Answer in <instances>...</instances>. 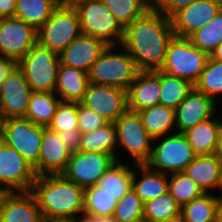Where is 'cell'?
<instances>
[{
	"instance_id": "277c9868",
	"label": "cell",
	"mask_w": 222,
	"mask_h": 222,
	"mask_svg": "<svg viewBox=\"0 0 222 222\" xmlns=\"http://www.w3.org/2000/svg\"><path fill=\"white\" fill-rule=\"evenodd\" d=\"M113 48L114 46H107L91 66L88 72L89 82L127 90L136 79L139 70L125 48L120 45L123 53H115Z\"/></svg>"
},
{
	"instance_id": "d590c367",
	"label": "cell",
	"mask_w": 222,
	"mask_h": 222,
	"mask_svg": "<svg viewBox=\"0 0 222 222\" xmlns=\"http://www.w3.org/2000/svg\"><path fill=\"white\" fill-rule=\"evenodd\" d=\"M119 23L126 28L149 10L148 0H101Z\"/></svg>"
},
{
	"instance_id": "4316f807",
	"label": "cell",
	"mask_w": 222,
	"mask_h": 222,
	"mask_svg": "<svg viewBox=\"0 0 222 222\" xmlns=\"http://www.w3.org/2000/svg\"><path fill=\"white\" fill-rule=\"evenodd\" d=\"M61 2L62 0H16L14 17L38 30Z\"/></svg>"
},
{
	"instance_id": "3957f363",
	"label": "cell",
	"mask_w": 222,
	"mask_h": 222,
	"mask_svg": "<svg viewBox=\"0 0 222 222\" xmlns=\"http://www.w3.org/2000/svg\"><path fill=\"white\" fill-rule=\"evenodd\" d=\"M82 34L102 40L108 46L121 45L125 28L101 0H81L74 2Z\"/></svg>"
},
{
	"instance_id": "1f68e13d",
	"label": "cell",
	"mask_w": 222,
	"mask_h": 222,
	"mask_svg": "<svg viewBox=\"0 0 222 222\" xmlns=\"http://www.w3.org/2000/svg\"><path fill=\"white\" fill-rule=\"evenodd\" d=\"M159 104L176 109L192 91L194 85L187 80L171 76L159 70Z\"/></svg>"
},
{
	"instance_id": "8992f818",
	"label": "cell",
	"mask_w": 222,
	"mask_h": 222,
	"mask_svg": "<svg viewBox=\"0 0 222 222\" xmlns=\"http://www.w3.org/2000/svg\"><path fill=\"white\" fill-rule=\"evenodd\" d=\"M208 57L188 38L173 36L168 43L165 62L161 71L195 85L204 70Z\"/></svg>"
},
{
	"instance_id": "f907efd6",
	"label": "cell",
	"mask_w": 222,
	"mask_h": 222,
	"mask_svg": "<svg viewBox=\"0 0 222 222\" xmlns=\"http://www.w3.org/2000/svg\"><path fill=\"white\" fill-rule=\"evenodd\" d=\"M163 222H186L183 215L180 213L174 217L164 220Z\"/></svg>"
},
{
	"instance_id": "7dc6e473",
	"label": "cell",
	"mask_w": 222,
	"mask_h": 222,
	"mask_svg": "<svg viewBox=\"0 0 222 222\" xmlns=\"http://www.w3.org/2000/svg\"><path fill=\"white\" fill-rule=\"evenodd\" d=\"M209 57L222 62V42L214 49Z\"/></svg>"
},
{
	"instance_id": "4fadbf2b",
	"label": "cell",
	"mask_w": 222,
	"mask_h": 222,
	"mask_svg": "<svg viewBox=\"0 0 222 222\" xmlns=\"http://www.w3.org/2000/svg\"><path fill=\"white\" fill-rule=\"evenodd\" d=\"M37 44V29L17 17L0 18V57L16 63Z\"/></svg>"
},
{
	"instance_id": "7c38bea8",
	"label": "cell",
	"mask_w": 222,
	"mask_h": 222,
	"mask_svg": "<svg viewBox=\"0 0 222 222\" xmlns=\"http://www.w3.org/2000/svg\"><path fill=\"white\" fill-rule=\"evenodd\" d=\"M116 161L107 153L76 151L72 152L62 175L82 188L99 183L100 178Z\"/></svg>"
},
{
	"instance_id": "7a4b0ae2",
	"label": "cell",
	"mask_w": 222,
	"mask_h": 222,
	"mask_svg": "<svg viewBox=\"0 0 222 222\" xmlns=\"http://www.w3.org/2000/svg\"><path fill=\"white\" fill-rule=\"evenodd\" d=\"M84 190L62 174L37 176L31 188L44 221L83 216Z\"/></svg>"
},
{
	"instance_id": "ac0fdd59",
	"label": "cell",
	"mask_w": 222,
	"mask_h": 222,
	"mask_svg": "<svg viewBox=\"0 0 222 222\" xmlns=\"http://www.w3.org/2000/svg\"><path fill=\"white\" fill-rule=\"evenodd\" d=\"M72 151L58 137L57 132L45 127L38 159V176L62 174Z\"/></svg>"
},
{
	"instance_id": "60d3db41",
	"label": "cell",
	"mask_w": 222,
	"mask_h": 222,
	"mask_svg": "<svg viewBox=\"0 0 222 222\" xmlns=\"http://www.w3.org/2000/svg\"><path fill=\"white\" fill-rule=\"evenodd\" d=\"M78 129L81 134L95 131L103 127L108 121L96 111L78 103Z\"/></svg>"
},
{
	"instance_id": "836d02e7",
	"label": "cell",
	"mask_w": 222,
	"mask_h": 222,
	"mask_svg": "<svg viewBox=\"0 0 222 222\" xmlns=\"http://www.w3.org/2000/svg\"><path fill=\"white\" fill-rule=\"evenodd\" d=\"M188 39L204 51L208 56L222 42V9L200 29L192 33Z\"/></svg>"
},
{
	"instance_id": "9c48e42d",
	"label": "cell",
	"mask_w": 222,
	"mask_h": 222,
	"mask_svg": "<svg viewBox=\"0 0 222 222\" xmlns=\"http://www.w3.org/2000/svg\"><path fill=\"white\" fill-rule=\"evenodd\" d=\"M163 137L156 147L155 144L152 147V155L146 165L153 171L165 174L184 172L197 156L192 146L183 133Z\"/></svg>"
},
{
	"instance_id": "5bb4252c",
	"label": "cell",
	"mask_w": 222,
	"mask_h": 222,
	"mask_svg": "<svg viewBox=\"0 0 222 222\" xmlns=\"http://www.w3.org/2000/svg\"><path fill=\"white\" fill-rule=\"evenodd\" d=\"M81 104L96 111L108 122L114 123L127 108V90L110 86L89 83Z\"/></svg>"
},
{
	"instance_id": "f1b7e54d",
	"label": "cell",
	"mask_w": 222,
	"mask_h": 222,
	"mask_svg": "<svg viewBox=\"0 0 222 222\" xmlns=\"http://www.w3.org/2000/svg\"><path fill=\"white\" fill-rule=\"evenodd\" d=\"M54 92L33 91L25 118L48 127L61 101Z\"/></svg>"
},
{
	"instance_id": "9a60e30c",
	"label": "cell",
	"mask_w": 222,
	"mask_h": 222,
	"mask_svg": "<svg viewBox=\"0 0 222 222\" xmlns=\"http://www.w3.org/2000/svg\"><path fill=\"white\" fill-rule=\"evenodd\" d=\"M32 93L23 71L16 65L0 86L2 119L24 117Z\"/></svg>"
},
{
	"instance_id": "6f0895ef",
	"label": "cell",
	"mask_w": 222,
	"mask_h": 222,
	"mask_svg": "<svg viewBox=\"0 0 222 222\" xmlns=\"http://www.w3.org/2000/svg\"><path fill=\"white\" fill-rule=\"evenodd\" d=\"M0 135H1V120H0ZM1 137V136H0Z\"/></svg>"
},
{
	"instance_id": "74e56055",
	"label": "cell",
	"mask_w": 222,
	"mask_h": 222,
	"mask_svg": "<svg viewBox=\"0 0 222 222\" xmlns=\"http://www.w3.org/2000/svg\"><path fill=\"white\" fill-rule=\"evenodd\" d=\"M194 88L216 101L215 97L222 94V62L208 57L204 70Z\"/></svg>"
},
{
	"instance_id": "7402d4cb",
	"label": "cell",
	"mask_w": 222,
	"mask_h": 222,
	"mask_svg": "<svg viewBox=\"0 0 222 222\" xmlns=\"http://www.w3.org/2000/svg\"><path fill=\"white\" fill-rule=\"evenodd\" d=\"M89 83L87 72L60 63L54 93L62 101L81 103Z\"/></svg>"
},
{
	"instance_id": "8fae6325",
	"label": "cell",
	"mask_w": 222,
	"mask_h": 222,
	"mask_svg": "<svg viewBox=\"0 0 222 222\" xmlns=\"http://www.w3.org/2000/svg\"><path fill=\"white\" fill-rule=\"evenodd\" d=\"M36 177L22 155L0 139V192L31 191Z\"/></svg>"
},
{
	"instance_id": "4dcf8cb0",
	"label": "cell",
	"mask_w": 222,
	"mask_h": 222,
	"mask_svg": "<svg viewBox=\"0 0 222 222\" xmlns=\"http://www.w3.org/2000/svg\"><path fill=\"white\" fill-rule=\"evenodd\" d=\"M129 164L115 161L100 178L98 185L119 200L132 188L133 171Z\"/></svg>"
},
{
	"instance_id": "83f0119b",
	"label": "cell",
	"mask_w": 222,
	"mask_h": 222,
	"mask_svg": "<svg viewBox=\"0 0 222 222\" xmlns=\"http://www.w3.org/2000/svg\"><path fill=\"white\" fill-rule=\"evenodd\" d=\"M116 128L114 123L108 122L101 128L89 133L81 134L78 151L107 153L116 158Z\"/></svg>"
},
{
	"instance_id": "e575fe53",
	"label": "cell",
	"mask_w": 222,
	"mask_h": 222,
	"mask_svg": "<svg viewBox=\"0 0 222 222\" xmlns=\"http://www.w3.org/2000/svg\"><path fill=\"white\" fill-rule=\"evenodd\" d=\"M181 213V206L168 192L144 203V222H163Z\"/></svg>"
},
{
	"instance_id": "ffe728a7",
	"label": "cell",
	"mask_w": 222,
	"mask_h": 222,
	"mask_svg": "<svg viewBox=\"0 0 222 222\" xmlns=\"http://www.w3.org/2000/svg\"><path fill=\"white\" fill-rule=\"evenodd\" d=\"M107 46L100 39L81 34L59 54L60 63L88 73Z\"/></svg>"
},
{
	"instance_id": "9f6ffc18",
	"label": "cell",
	"mask_w": 222,
	"mask_h": 222,
	"mask_svg": "<svg viewBox=\"0 0 222 222\" xmlns=\"http://www.w3.org/2000/svg\"><path fill=\"white\" fill-rule=\"evenodd\" d=\"M0 120H2V117H1V106H0Z\"/></svg>"
},
{
	"instance_id": "6da1fadb",
	"label": "cell",
	"mask_w": 222,
	"mask_h": 222,
	"mask_svg": "<svg viewBox=\"0 0 222 222\" xmlns=\"http://www.w3.org/2000/svg\"><path fill=\"white\" fill-rule=\"evenodd\" d=\"M173 36L171 19L149 9L125 28L121 46L135 60L139 71H156L163 67Z\"/></svg>"
},
{
	"instance_id": "b9f144b4",
	"label": "cell",
	"mask_w": 222,
	"mask_h": 222,
	"mask_svg": "<svg viewBox=\"0 0 222 222\" xmlns=\"http://www.w3.org/2000/svg\"><path fill=\"white\" fill-rule=\"evenodd\" d=\"M196 0H148L149 9L171 18L180 9L189 6Z\"/></svg>"
},
{
	"instance_id": "bcb514c9",
	"label": "cell",
	"mask_w": 222,
	"mask_h": 222,
	"mask_svg": "<svg viewBox=\"0 0 222 222\" xmlns=\"http://www.w3.org/2000/svg\"><path fill=\"white\" fill-rule=\"evenodd\" d=\"M215 155L222 161V125L220 127L219 132H218L217 146H216V149H215Z\"/></svg>"
},
{
	"instance_id": "ab89813d",
	"label": "cell",
	"mask_w": 222,
	"mask_h": 222,
	"mask_svg": "<svg viewBox=\"0 0 222 222\" xmlns=\"http://www.w3.org/2000/svg\"><path fill=\"white\" fill-rule=\"evenodd\" d=\"M77 115L78 103L61 100L48 128L55 132L79 130Z\"/></svg>"
},
{
	"instance_id": "db71d44e",
	"label": "cell",
	"mask_w": 222,
	"mask_h": 222,
	"mask_svg": "<svg viewBox=\"0 0 222 222\" xmlns=\"http://www.w3.org/2000/svg\"><path fill=\"white\" fill-rule=\"evenodd\" d=\"M82 218L78 222H92L88 217L86 216H81Z\"/></svg>"
},
{
	"instance_id": "484cf974",
	"label": "cell",
	"mask_w": 222,
	"mask_h": 222,
	"mask_svg": "<svg viewBox=\"0 0 222 222\" xmlns=\"http://www.w3.org/2000/svg\"><path fill=\"white\" fill-rule=\"evenodd\" d=\"M141 118L142 124L153 138L154 141H159L163 136L174 129L175 124V109L158 104L156 106L137 112Z\"/></svg>"
},
{
	"instance_id": "cb8c5ba5",
	"label": "cell",
	"mask_w": 222,
	"mask_h": 222,
	"mask_svg": "<svg viewBox=\"0 0 222 222\" xmlns=\"http://www.w3.org/2000/svg\"><path fill=\"white\" fill-rule=\"evenodd\" d=\"M221 120L213 116L183 132L197 156L215 154Z\"/></svg>"
},
{
	"instance_id": "f5cc1de1",
	"label": "cell",
	"mask_w": 222,
	"mask_h": 222,
	"mask_svg": "<svg viewBox=\"0 0 222 222\" xmlns=\"http://www.w3.org/2000/svg\"><path fill=\"white\" fill-rule=\"evenodd\" d=\"M218 189L221 192L220 196H222V167H221L220 183H219Z\"/></svg>"
},
{
	"instance_id": "d6986e66",
	"label": "cell",
	"mask_w": 222,
	"mask_h": 222,
	"mask_svg": "<svg viewBox=\"0 0 222 222\" xmlns=\"http://www.w3.org/2000/svg\"><path fill=\"white\" fill-rule=\"evenodd\" d=\"M217 101L198 92L195 88L175 109L176 131L183 133L197 123L214 116Z\"/></svg>"
},
{
	"instance_id": "ba28073f",
	"label": "cell",
	"mask_w": 222,
	"mask_h": 222,
	"mask_svg": "<svg viewBox=\"0 0 222 222\" xmlns=\"http://www.w3.org/2000/svg\"><path fill=\"white\" fill-rule=\"evenodd\" d=\"M59 64V55L38 43L17 62L32 91L41 92H54Z\"/></svg>"
},
{
	"instance_id": "52a82bcc",
	"label": "cell",
	"mask_w": 222,
	"mask_h": 222,
	"mask_svg": "<svg viewBox=\"0 0 222 222\" xmlns=\"http://www.w3.org/2000/svg\"><path fill=\"white\" fill-rule=\"evenodd\" d=\"M44 128L25 117L1 120L0 139L22 155L34 168L36 176H38V159Z\"/></svg>"
},
{
	"instance_id": "816d5d0a",
	"label": "cell",
	"mask_w": 222,
	"mask_h": 222,
	"mask_svg": "<svg viewBox=\"0 0 222 222\" xmlns=\"http://www.w3.org/2000/svg\"><path fill=\"white\" fill-rule=\"evenodd\" d=\"M76 218H54L45 222H78Z\"/></svg>"
},
{
	"instance_id": "30bf717a",
	"label": "cell",
	"mask_w": 222,
	"mask_h": 222,
	"mask_svg": "<svg viewBox=\"0 0 222 222\" xmlns=\"http://www.w3.org/2000/svg\"><path fill=\"white\" fill-rule=\"evenodd\" d=\"M117 144L119 143L134 158L133 164H146L152 155L149 135L137 112L127 110L115 122Z\"/></svg>"
},
{
	"instance_id": "7bdbcfd3",
	"label": "cell",
	"mask_w": 222,
	"mask_h": 222,
	"mask_svg": "<svg viewBox=\"0 0 222 222\" xmlns=\"http://www.w3.org/2000/svg\"><path fill=\"white\" fill-rule=\"evenodd\" d=\"M60 140L72 152L78 151L81 133L79 130L57 132Z\"/></svg>"
},
{
	"instance_id": "44dd1931",
	"label": "cell",
	"mask_w": 222,
	"mask_h": 222,
	"mask_svg": "<svg viewBox=\"0 0 222 222\" xmlns=\"http://www.w3.org/2000/svg\"><path fill=\"white\" fill-rule=\"evenodd\" d=\"M159 70L139 71L136 79L127 89V108L138 112L159 104Z\"/></svg>"
},
{
	"instance_id": "603a6c76",
	"label": "cell",
	"mask_w": 222,
	"mask_h": 222,
	"mask_svg": "<svg viewBox=\"0 0 222 222\" xmlns=\"http://www.w3.org/2000/svg\"><path fill=\"white\" fill-rule=\"evenodd\" d=\"M222 161L215 155H199L186 167L185 173L204 193H209L220 183Z\"/></svg>"
},
{
	"instance_id": "11a10c76",
	"label": "cell",
	"mask_w": 222,
	"mask_h": 222,
	"mask_svg": "<svg viewBox=\"0 0 222 222\" xmlns=\"http://www.w3.org/2000/svg\"><path fill=\"white\" fill-rule=\"evenodd\" d=\"M78 1H81V0H62V2L66 3V4H70V5H72L74 2H78Z\"/></svg>"
},
{
	"instance_id": "c3c4849f",
	"label": "cell",
	"mask_w": 222,
	"mask_h": 222,
	"mask_svg": "<svg viewBox=\"0 0 222 222\" xmlns=\"http://www.w3.org/2000/svg\"><path fill=\"white\" fill-rule=\"evenodd\" d=\"M92 222H116L112 217H88Z\"/></svg>"
},
{
	"instance_id": "e0dca14e",
	"label": "cell",
	"mask_w": 222,
	"mask_h": 222,
	"mask_svg": "<svg viewBox=\"0 0 222 222\" xmlns=\"http://www.w3.org/2000/svg\"><path fill=\"white\" fill-rule=\"evenodd\" d=\"M0 222H45L34 194L0 192Z\"/></svg>"
},
{
	"instance_id": "2e32d148",
	"label": "cell",
	"mask_w": 222,
	"mask_h": 222,
	"mask_svg": "<svg viewBox=\"0 0 222 222\" xmlns=\"http://www.w3.org/2000/svg\"><path fill=\"white\" fill-rule=\"evenodd\" d=\"M222 9L221 0H196L170 19L174 36L188 38Z\"/></svg>"
},
{
	"instance_id": "d6a6232c",
	"label": "cell",
	"mask_w": 222,
	"mask_h": 222,
	"mask_svg": "<svg viewBox=\"0 0 222 222\" xmlns=\"http://www.w3.org/2000/svg\"><path fill=\"white\" fill-rule=\"evenodd\" d=\"M218 196L204 193L181 207L186 222H217Z\"/></svg>"
},
{
	"instance_id": "681fc988",
	"label": "cell",
	"mask_w": 222,
	"mask_h": 222,
	"mask_svg": "<svg viewBox=\"0 0 222 222\" xmlns=\"http://www.w3.org/2000/svg\"><path fill=\"white\" fill-rule=\"evenodd\" d=\"M217 222H222V196L218 197Z\"/></svg>"
},
{
	"instance_id": "ee69618b",
	"label": "cell",
	"mask_w": 222,
	"mask_h": 222,
	"mask_svg": "<svg viewBox=\"0 0 222 222\" xmlns=\"http://www.w3.org/2000/svg\"><path fill=\"white\" fill-rule=\"evenodd\" d=\"M17 63L9 58L0 57V86Z\"/></svg>"
},
{
	"instance_id": "f546056e",
	"label": "cell",
	"mask_w": 222,
	"mask_h": 222,
	"mask_svg": "<svg viewBox=\"0 0 222 222\" xmlns=\"http://www.w3.org/2000/svg\"><path fill=\"white\" fill-rule=\"evenodd\" d=\"M117 204L115 195L104 191L98 184L84 190L83 215L86 217H112Z\"/></svg>"
},
{
	"instance_id": "8d00e7d4",
	"label": "cell",
	"mask_w": 222,
	"mask_h": 222,
	"mask_svg": "<svg viewBox=\"0 0 222 222\" xmlns=\"http://www.w3.org/2000/svg\"><path fill=\"white\" fill-rule=\"evenodd\" d=\"M168 178V191L181 207L204 194L185 172L171 173Z\"/></svg>"
},
{
	"instance_id": "f35d334b",
	"label": "cell",
	"mask_w": 222,
	"mask_h": 222,
	"mask_svg": "<svg viewBox=\"0 0 222 222\" xmlns=\"http://www.w3.org/2000/svg\"><path fill=\"white\" fill-rule=\"evenodd\" d=\"M143 210L144 202L131 188L118 200L112 218L116 222H144Z\"/></svg>"
},
{
	"instance_id": "d4e9b609",
	"label": "cell",
	"mask_w": 222,
	"mask_h": 222,
	"mask_svg": "<svg viewBox=\"0 0 222 222\" xmlns=\"http://www.w3.org/2000/svg\"><path fill=\"white\" fill-rule=\"evenodd\" d=\"M132 166L133 170L141 171L139 181L137 172L133 171L132 188L144 203L168 192L169 174L153 171L146 164Z\"/></svg>"
},
{
	"instance_id": "5b68a950",
	"label": "cell",
	"mask_w": 222,
	"mask_h": 222,
	"mask_svg": "<svg viewBox=\"0 0 222 222\" xmlns=\"http://www.w3.org/2000/svg\"><path fill=\"white\" fill-rule=\"evenodd\" d=\"M82 34L73 5L61 2L50 18L37 30V43L58 55Z\"/></svg>"
},
{
	"instance_id": "f6af8a7d",
	"label": "cell",
	"mask_w": 222,
	"mask_h": 222,
	"mask_svg": "<svg viewBox=\"0 0 222 222\" xmlns=\"http://www.w3.org/2000/svg\"><path fill=\"white\" fill-rule=\"evenodd\" d=\"M16 0H0V18L14 17Z\"/></svg>"
}]
</instances>
